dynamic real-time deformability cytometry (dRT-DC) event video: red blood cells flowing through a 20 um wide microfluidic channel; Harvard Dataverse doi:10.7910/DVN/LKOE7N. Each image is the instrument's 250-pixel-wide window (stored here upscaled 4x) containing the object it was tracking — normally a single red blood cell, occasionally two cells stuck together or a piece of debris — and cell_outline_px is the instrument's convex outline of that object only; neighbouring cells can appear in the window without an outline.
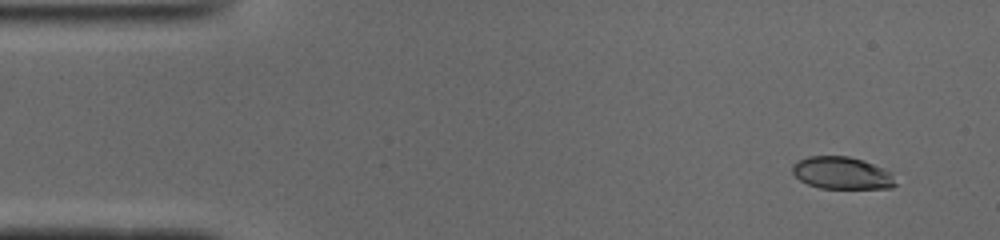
{"species": "common noctule bat (a hibernating species)", "species_latin": "Nyctalus noctula", "temperature_condition": "cold", "stored_images_in_passage": 48, "camera_frame_rate_fps": 3000, "um_per_image_px": 0.085, "animal": {"sex": "male", "body_mass_g": 19.0, "forearm_length_mm": 50.8}, "frame": {"image": 1, "passage_image": 1, "time_ms": 0.0, "image_size_px": [1000, 240], "cell_outline_px": [[896, 184], [892, 188], [820, 188], [808, 184], [800, 180], [792, 172], [792, 164], [808, 156], [848, 156], [864, 160], [884, 168], [892, 172]], "centroid_in_image_um": [71.58, 14.7], "position_along_channel_um": 13.4, "area_um2": 19.48}}
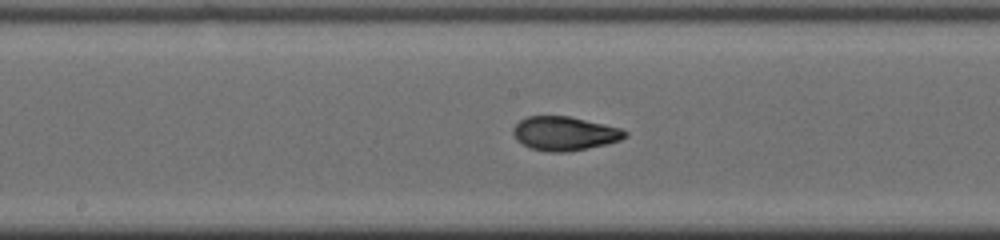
{"frame": {"image": 2, "passage_image": 23, "time_ms": 7.333, "image_size_px": [1000, 240], "cell_outline_px": [[628, 136], [620, 140], [588, 148], [568, 152], [552, 152], [532, 148], [516, 140], [512, 132], [512, 128], [520, 120], [528, 116], [568, 116], [604, 124], [620, 128], [628, 132]], "centroid_in_image_um": [47.98, 11.34], "position_along_channel_um": 200.2, "area_um2": 21.96}}
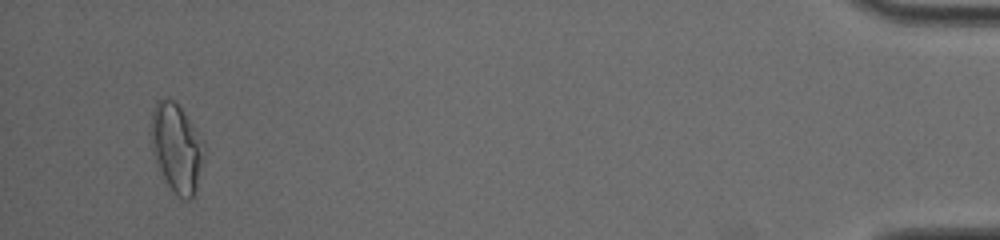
{"frame": {"image": 3, "passage_image": 46, "time_ms": 15.0, "image_size_px": [1000, 240], "cell_outline_px": [[204, 152], [196, 188], [192, 196], [188, 200], [184, 200], [168, 184], [156, 168], [152, 148], [152, 112], [156, 100], [164, 96], [172, 100], [180, 108], [204, 140]], "centroid_in_image_um": [14.99, 12.54], "position_along_channel_um": 420.2, "area_um2": 26.99}, "authors_computed_cell_mechanics": {"area_um2": 21.675, "velocity_mm_per_s": 3.9288, "shape_relaxation_time_tau1_ms": 6.572, "shape_relaxation_time_tau2_ms": 1.1353, "deformation_change_tau1": 0.2276, "deformation_change_tau2": 0.0646}}